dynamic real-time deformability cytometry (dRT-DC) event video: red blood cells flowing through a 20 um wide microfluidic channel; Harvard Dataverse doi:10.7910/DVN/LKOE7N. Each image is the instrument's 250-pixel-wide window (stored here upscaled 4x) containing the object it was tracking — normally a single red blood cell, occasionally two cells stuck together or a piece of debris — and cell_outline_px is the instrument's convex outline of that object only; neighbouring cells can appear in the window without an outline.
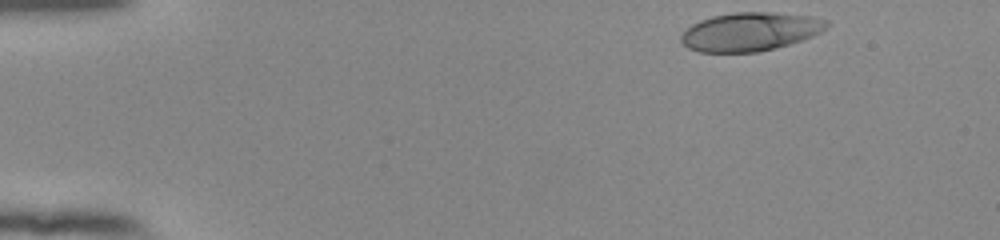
{"species": "human", "species_latin": "Homo sapiens", "temperature_condition": "room temperature", "stored_images_in_passage": 48, "camera_frame_rate_fps": 3000, "um_per_image_px": 0.085, "donor": {"sex": "female"}, "frame": {"image": 1, "passage_image": 1, "time_ms": 0.0, "image_size_px": [1000, 240], "cell_outline_px": [[828, 28], [812, 36], [788, 44], [756, 52], [700, 52], [688, 48], [680, 40], [680, 36], [692, 24], [700, 20], [712, 16], [732, 12], [776, 12], [812, 16], [828, 20]], "centroid_in_image_um": [63.77, 2.68], "position_along_channel_um": 21.2, "area_um2": 32.66}}
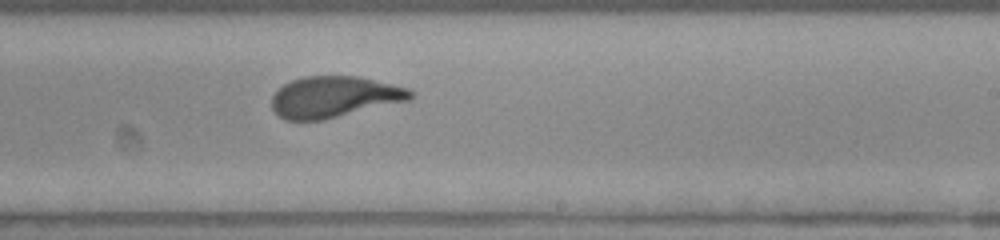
{"frame": {"image": 2, "passage_image": 28, "time_ms": 9.0, "image_size_px": [1000, 240], "cell_outline_px": [[416, 96], [412, 100], [324, 120], [284, 120], [276, 116], [272, 108], [272, 96], [284, 84], [292, 80], [304, 76], [360, 76], [408, 88]], "centroid_in_image_um": [28.43, 8.25], "position_along_channel_um": 260.6, "area_um2": 33.7}}
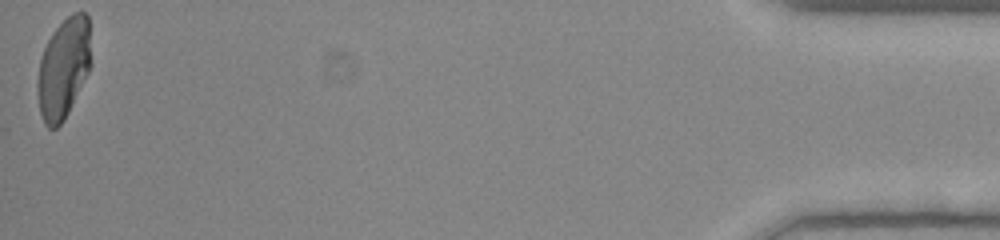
{"frame": {"image": 3, "passage_image": 48, "time_ms": 15.667, "image_size_px": [1000, 240], "cell_outline_px": [[88, 72], [64, 120], [56, 128], [48, 128], [44, 124], [40, 112], [36, 88], [36, 84], [40, 60], [44, 48], [52, 32], [72, 12], [84, 12], [88, 16]], "centroid_in_image_um": [5.34, 5.83], "position_along_channel_um": 429.9, "area_um2": 30.58}, "authors_computed_cell_mechanics": {"area_um2": 33.3506, "velocity_mm_per_s": 3.8413, "shape_relaxation_time_tau1_ms": 4.3717, "shape_relaxation_time_tau2_ms": null, "deformation_change_tau1": 0.1902, "deformation_change_tau2": null}}